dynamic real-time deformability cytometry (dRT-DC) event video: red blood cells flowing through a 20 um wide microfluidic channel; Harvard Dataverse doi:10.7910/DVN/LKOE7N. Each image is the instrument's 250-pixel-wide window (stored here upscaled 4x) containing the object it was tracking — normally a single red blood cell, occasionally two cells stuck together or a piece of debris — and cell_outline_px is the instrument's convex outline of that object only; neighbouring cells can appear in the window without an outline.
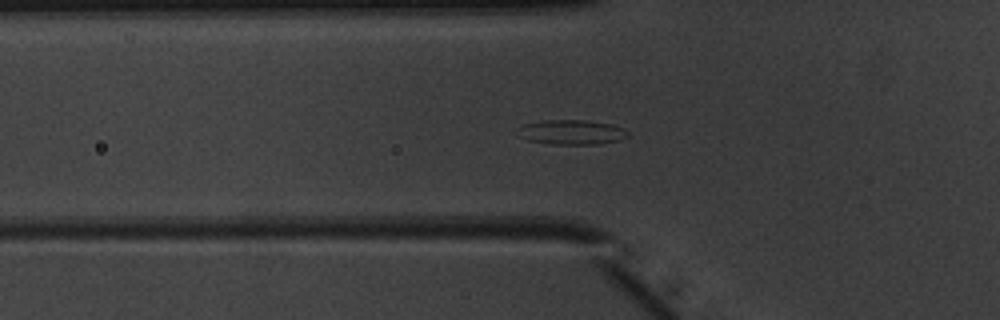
{"species": "common noctule bat (a hibernating species)", "species_latin": "Nyctalus noctula", "temperature_condition": "warm", "stored_images_in_passage": 42, "camera_frame_rate_fps": 3000, "um_per_image_px": 0.085, "animal": {"sex": "male", "body_mass_g": 20.1, "forearm_length_mm": 53.5}, "frame": {"image": 1, "passage_image": 8, "time_ms": 2.333, "image_size_px": [1000, 320], "cell_outline_px": [[628, 136], [620, 140], [600, 144], [552, 144], [528, 140], [516, 136], [516, 128], [524, 124], [544, 120], [588, 120], [612, 124], [624, 128], [628, 132]], "centroid_in_image_um": [48.56, 11.23], "position_along_channel_um": 77.2, "area_um2": 16.13}}
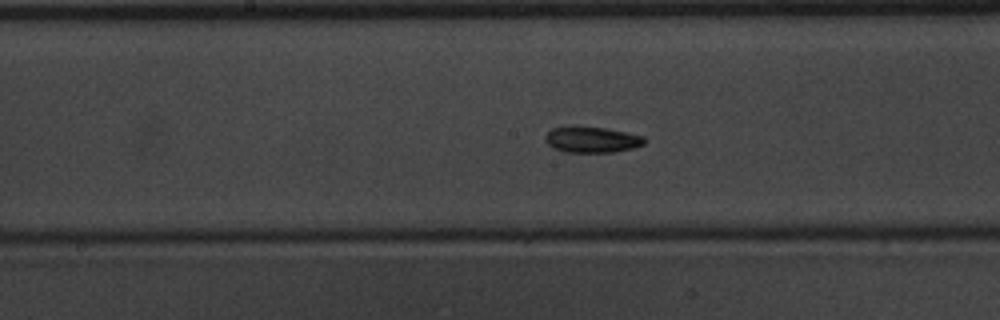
{"frame": {"image": 2, "passage_image": 17, "time_ms": 5.333, "image_size_px": [1000, 320], "cell_outline_px": [[644, 144], [632, 148], [616, 152], [564, 152], [548, 144], [544, 140], [544, 136], [552, 128], [568, 124], [604, 128], [644, 136]], "centroid_in_image_um": [50.24, 11.84], "position_along_channel_um": 198.0, "area_um2": 15.2}}
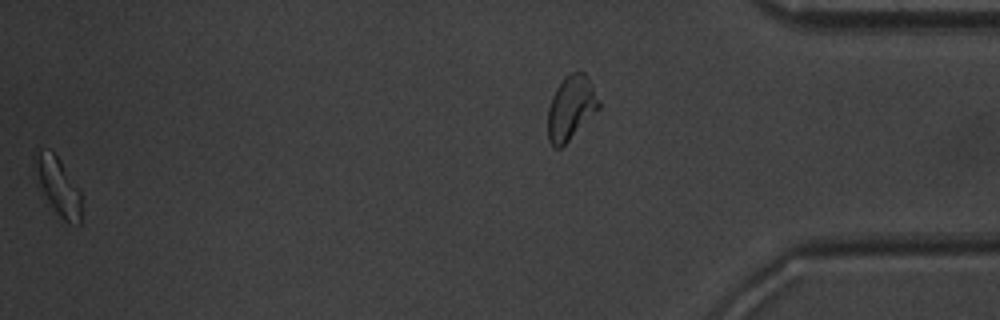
{"frame": {"image": 3, "passage_image": 41, "time_ms": 13.333, "image_size_px": [1000, 320], "cell_outline_px": [[80, 224], [68, 224], [56, 212], [48, 200], [40, 184], [32, 160], [32, 156], [36, 148], [48, 148], [60, 160], [80, 188]], "centroid_in_image_um": [4.92, 15.75], "position_along_channel_um": 430.3, "area_um2": 15.55}, "authors_computed_cell_mechanics": {"area_um2": 14.8835, "velocity_mm_per_s": 3.9958, "shape_relaxation_time_tau1_ms": 5.5166, "shape_relaxation_time_tau2_ms": 5.1244, "deformation_change_tau1": 0.1255, "deformation_change_tau2": 0.1161}}